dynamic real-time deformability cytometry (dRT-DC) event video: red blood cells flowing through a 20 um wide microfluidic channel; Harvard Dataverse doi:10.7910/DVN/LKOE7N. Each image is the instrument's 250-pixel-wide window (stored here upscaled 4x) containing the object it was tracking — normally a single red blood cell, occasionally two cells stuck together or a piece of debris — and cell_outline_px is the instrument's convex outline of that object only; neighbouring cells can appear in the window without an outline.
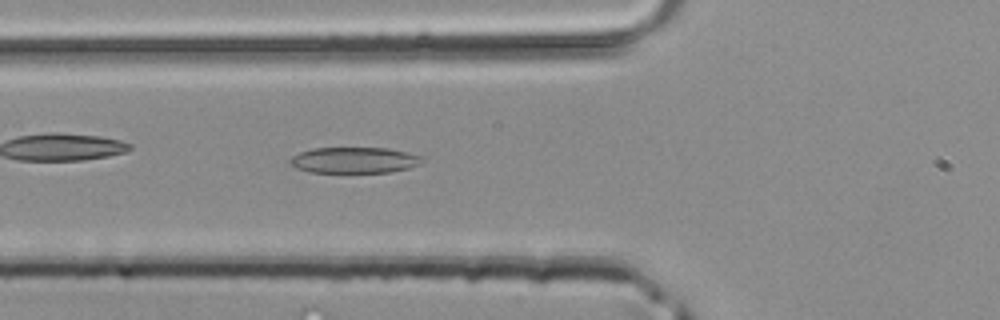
{"species": "common noctule bat (a hibernating species)", "species_latin": "Nyctalus noctula", "temperature_condition": "room temperature", "stored_images_in_passage": 44, "camera_frame_rate_fps": 3000, "um_per_image_px": 0.085, "animal": {"sex": "male", "body_mass_g": 20.4}, "frame": {"image": 1, "passage_image": 16, "time_ms": 5.0, "image_size_px": [1000, 320], "cell_outline_px": [[424, 160], [420, 164], [408, 168], [388, 172], [312, 172], [296, 168], [288, 164], [288, 160], [292, 156], [300, 152], [312, 148], [388, 148], [424, 156]], "centroid_in_image_um": [30.1, 13.61], "position_along_channel_um": 95.7, "area_um2": 20.06}}
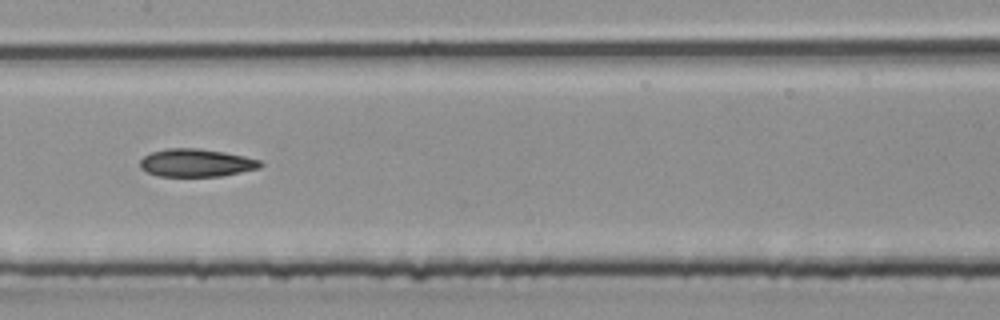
{"frame": {"image": 2, "passage_image": 22, "time_ms": 7.0, "image_size_px": [1000, 320], "cell_outline_px": [[264, 164], [260, 168], [220, 176], [156, 176], [140, 168], [140, 160], [144, 156], [152, 152], [168, 148], [196, 148], [224, 152], [244, 156], [260, 160]], "centroid_in_image_um": [16.68, 13.84], "position_along_channel_um": 190.7, "area_um2": 19.48}}
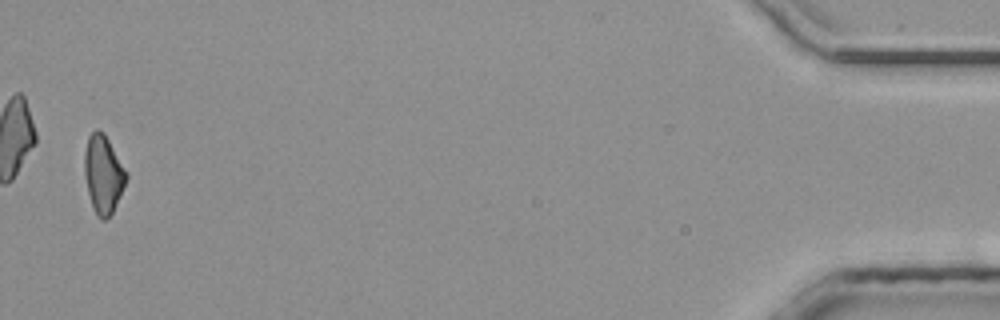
{"frame": {"image": 3, "passage_image": 43, "time_ms": 14.0, "image_size_px": [1000, 320], "cell_outline_px": [[128, 176], [112, 212], [104, 220], [100, 220], [96, 216], [88, 192], [84, 176], [84, 152], [88, 136], [96, 128], [104, 132], [128, 172]], "centroid_in_image_um": [8.76, 14.76], "position_along_channel_um": 426.4, "area_um2": 19.02}}